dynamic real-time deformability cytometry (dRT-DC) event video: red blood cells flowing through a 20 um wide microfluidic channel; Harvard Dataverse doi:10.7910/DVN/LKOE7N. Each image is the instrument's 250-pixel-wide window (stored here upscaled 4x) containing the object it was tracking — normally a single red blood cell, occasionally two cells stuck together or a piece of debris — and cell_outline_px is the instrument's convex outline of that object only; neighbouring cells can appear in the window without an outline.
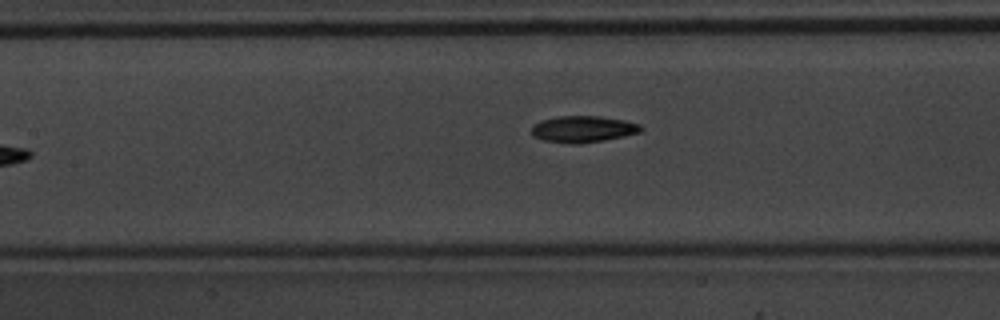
{"species": "common noctule bat (a hibernating species)", "species_latin": "Nyctalus noctula", "temperature_condition": "warm", "stored_images_in_passage": 9, "camera_frame_rate_fps": 3000, "um_per_image_px": 0.085, "animal": {"sex": "male", "body_mass_g": 20.1, "forearm_length_mm": 53.5}, "frame": {"image": 1, "passage_image": 7, "time_ms": 2.0, "image_size_px": [1000, 320], "cell_outline_px": [[644, 128], [640, 132], [624, 136], [604, 140], [580, 144], [572, 144], [544, 140], [532, 136], [532, 124], [540, 120], [560, 116], [600, 116], [624, 120], [640, 124]], "centroid_in_image_um": [49.55, 10.97], "position_along_channel_um": 157.8, "area_um2": 16.99}}
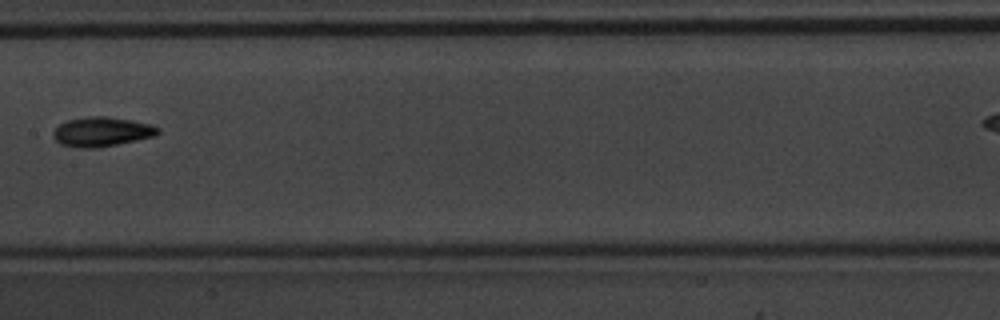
{"frame": {"image": 2, "passage_image": 8, "time_ms": 2.333, "image_size_px": [1000, 320], "cell_outline_px": [[160, 132], [156, 136], [96, 148], [80, 148], [60, 144], [52, 136], [52, 132], [60, 124], [68, 120], [88, 116], [108, 116], [132, 120], [152, 124], [160, 128]], "centroid_in_image_um": [8.67, 11.19], "position_along_channel_um": 198.7, "area_um2": 18.09}}